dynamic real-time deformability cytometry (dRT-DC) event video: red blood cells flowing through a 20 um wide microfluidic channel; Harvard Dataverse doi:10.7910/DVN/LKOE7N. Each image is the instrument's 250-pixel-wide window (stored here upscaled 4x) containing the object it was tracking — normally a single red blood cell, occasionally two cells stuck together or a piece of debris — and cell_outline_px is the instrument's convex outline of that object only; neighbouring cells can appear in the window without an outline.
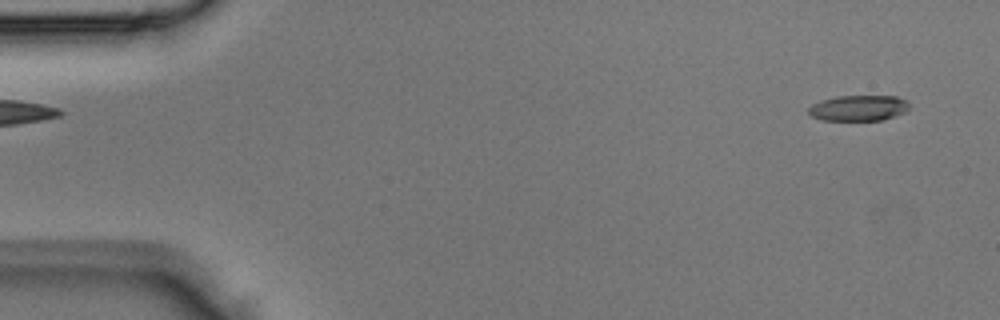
{"species": "Egyptian fruit bat (a non-hibernating species)", "species_latin": "Rousettus aegyptiacus", "temperature_condition": "room temperature", "stored_images_in_passage": 2, "segment_of_instrument_passage": [2, 2], "camera_frame_rate_fps": 3000, "um_per_image_px": 0.085, "animal": {"sex": "male"}, "frame": {"image": 1, "passage_image": 2, "time_ms": 0.333, "image_size_px": [1000, 320], "cell_outline_px": [[908, 108], [904, 112], [896, 116], [884, 120], [820, 120], [812, 116], [808, 112], [808, 108], [812, 104], [820, 100], [836, 96], [896, 96], [908, 100]], "centroid_in_image_um": [72.97, 9.18], "position_along_channel_um": 12.0, "area_um2": 15.2}}